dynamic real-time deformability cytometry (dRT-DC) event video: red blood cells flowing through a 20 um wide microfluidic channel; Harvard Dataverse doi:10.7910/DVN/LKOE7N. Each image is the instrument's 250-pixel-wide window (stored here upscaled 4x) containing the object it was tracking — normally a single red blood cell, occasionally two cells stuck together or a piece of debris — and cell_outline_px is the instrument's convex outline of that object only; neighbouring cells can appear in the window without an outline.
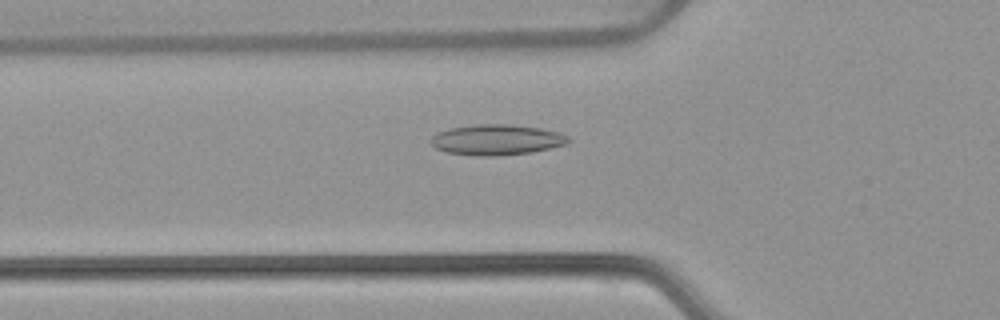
{"species": "common noctule bat (a hibernating species)", "species_latin": "Nyctalus noctula", "temperature_condition": "warm", "stored_images_in_passage": 53, "camera_frame_rate_fps": 3000, "um_per_image_px": 0.085, "animal": {"sex": "female", "body_mass_g": 22.7, "forearm_length_mm": 54.2}, "frame": {"image": 1, "passage_image": 19, "time_ms": 6.0, "image_size_px": [1000, 320], "cell_outline_px": [[572, 140], [568, 144], [532, 152], [500, 156], [476, 156], [448, 152], [436, 148], [428, 140], [436, 132], [448, 128], [476, 124], [512, 124], [540, 128], [560, 132], [568, 136]], "centroid_in_image_um": [42.23, 11.87], "position_along_channel_um": 83.6, "area_um2": 24.85}}
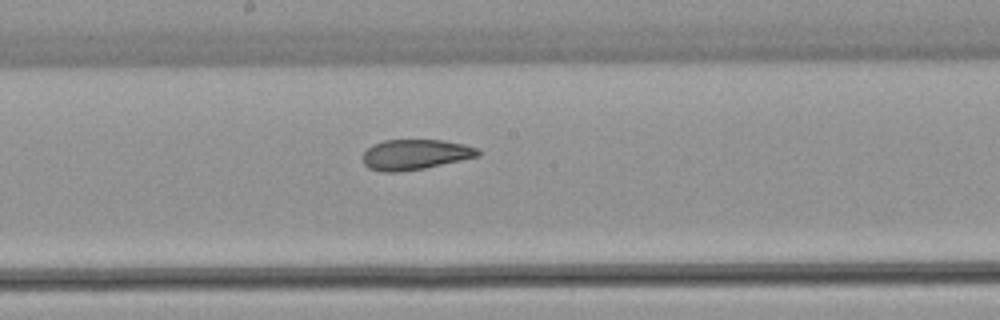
{"frame": {"image": 2, "passage_image": 29, "time_ms": 9.333, "image_size_px": [1000, 320], "cell_outline_px": [[480, 156], [424, 168], [396, 172], [380, 172], [368, 168], [364, 164], [360, 156], [372, 144], [384, 140], [444, 140], [464, 144], [476, 148], [480, 152]], "centroid_in_image_um": [35.24, 13.13], "position_along_channel_um": 213.0, "area_um2": 20.46}}
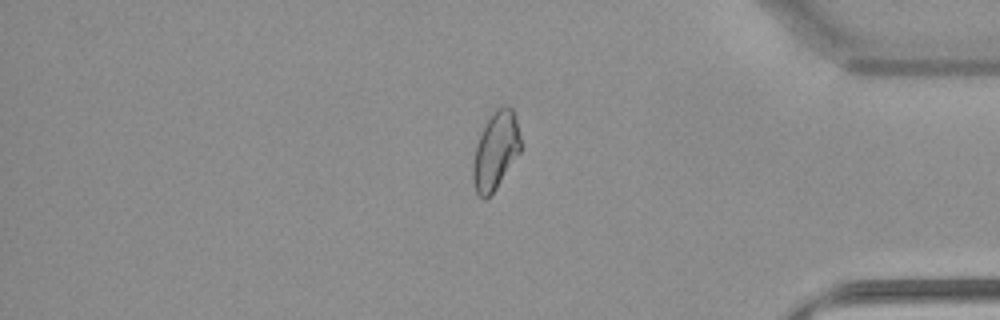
{"frame": {"image": 3, "passage_image": 45, "time_ms": 14.667, "image_size_px": [1000, 320], "cell_outline_px": [[520, 152], [496, 188], [484, 200], [476, 192], [472, 180], [472, 164], [476, 144], [488, 116], [496, 108], [504, 104], [508, 104], [512, 108], [516, 116], [520, 136]], "centroid_in_image_um": [42.12, 12.76], "position_along_channel_um": 393.1, "area_um2": 21.73}, "authors_computed_cell_mechanics": {"area_um2": 22.831, "velocity_mm_per_s": 3.8596, "shape_relaxation_time_tau1_ms": null, "shape_relaxation_time_tau2_ms": 2.2331, "deformation_change_tau1": null, "deformation_change_tau2": 0.0827}}